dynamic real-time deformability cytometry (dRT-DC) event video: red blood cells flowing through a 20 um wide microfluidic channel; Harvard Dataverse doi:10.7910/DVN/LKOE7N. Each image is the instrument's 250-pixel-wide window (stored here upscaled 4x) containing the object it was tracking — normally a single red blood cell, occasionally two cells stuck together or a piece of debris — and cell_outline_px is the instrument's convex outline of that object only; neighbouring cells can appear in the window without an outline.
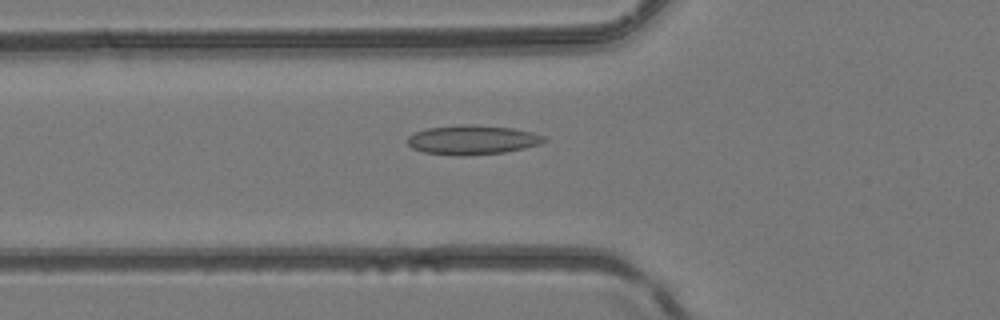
{"species": "common noctule bat (a hibernating species)", "species_latin": "Nyctalus noctula", "temperature_condition": "room temperature", "stored_images_in_passage": 41, "camera_frame_rate_fps": 3000, "um_per_image_px": 0.085, "animal": {"sex": "female", "body_mass_g": 24.6, "forearm_length_mm": 56.2}, "frame": {"image": 1, "passage_image": 16, "time_ms": 5.0, "image_size_px": [1000, 320], "cell_outline_px": [[548, 140], [540, 144], [524, 148], [504, 152], [464, 156], [460, 156], [424, 152], [412, 148], [408, 144], [408, 136], [416, 132], [428, 128], [460, 124], [472, 124], [512, 128], [532, 132], [544, 136]], "centroid_in_image_um": [40.16, 11.88], "position_along_channel_um": 85.6, "area_um2": 23.35}}
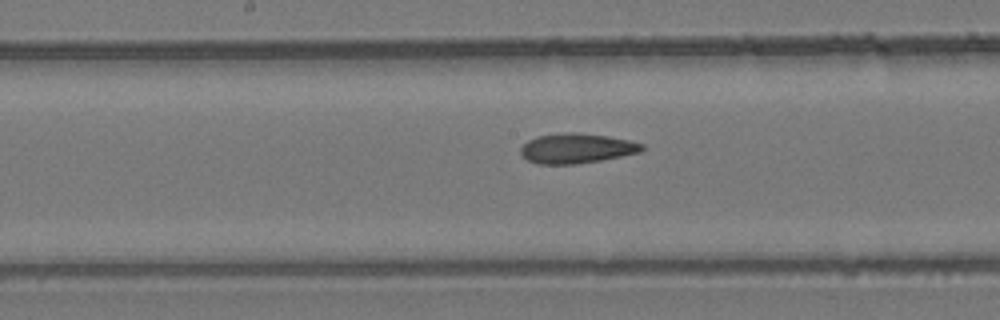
{"frame": {"image": 2, "passage_image": 23, "time_ms": 7.333, "image_size_px": [1000, 320], "cell_outline_px": [[644, 148], [640, 152], [600, 160], [576, 164], [536, 164], [528, 160], [520, 152], [520, 148], [528, 140], [536, 136], [568, 132], [576, 132], [608, 136], [628, 140], [644, 144]], "centroid_in_image_um": [48.99, 12.6], "position_along_channel_um": 199.2, "area_um2": 21.04}}
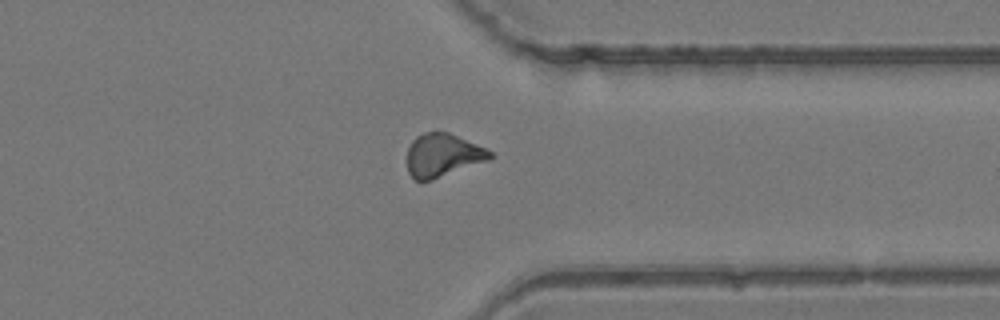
{"frame": {"image": 3, "passage_image": 34, "time_ms": 11.0, "image_size_px": [1000, 320], "cell_outline_px": [[496, 156], [488, 160], [432, 180], [420, 184], [408, 172], [408, 148], [412, 140], [416, 136], [424, 132], [448, 132], [476, 144], [492, 152]], "centroid_in_image_um": [37.61, 13.21], "position_along_channel_um": 373.8, "area_um2": 20.87}}